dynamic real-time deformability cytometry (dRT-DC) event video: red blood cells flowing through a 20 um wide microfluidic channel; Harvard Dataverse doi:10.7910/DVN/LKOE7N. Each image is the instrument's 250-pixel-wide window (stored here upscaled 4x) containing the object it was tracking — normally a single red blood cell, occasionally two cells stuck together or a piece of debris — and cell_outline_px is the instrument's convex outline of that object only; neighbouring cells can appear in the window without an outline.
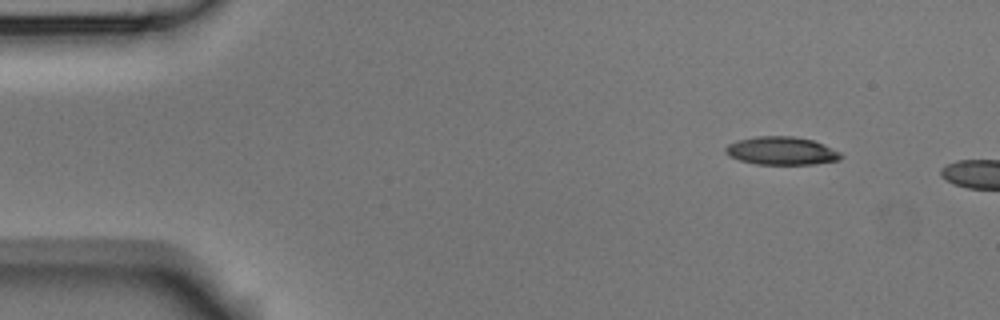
{"species": "Egyptian fruit bat (a non-hibernating species)", "species_latin": "Rousettus aegyptiacus", "temperature_condition": "room temperature", "stored_images_in_passage": 2, "camera_frame_rate_fps": 3000, "um_per_image_px": 0.085, "animal": {"sex": "male"}, "frame": {"image": 1, "passage_image": 1, "time_ms": 0.0, "image_size_px": [1000, 320], "cell_outline_px": [[844, 156], [840, 160], [812, 164], [756, 164], [740, 160], [728, 156], [724, 152], [724, 148], [728, 144], [740, 140], [756, 136], [792, 136], [812, 140], [824, 144], [840, 152]], "centroid_in_image_um": [66.43, 12.82], "position_along_channel_um": 18.6, "area_um2": 18.9}}